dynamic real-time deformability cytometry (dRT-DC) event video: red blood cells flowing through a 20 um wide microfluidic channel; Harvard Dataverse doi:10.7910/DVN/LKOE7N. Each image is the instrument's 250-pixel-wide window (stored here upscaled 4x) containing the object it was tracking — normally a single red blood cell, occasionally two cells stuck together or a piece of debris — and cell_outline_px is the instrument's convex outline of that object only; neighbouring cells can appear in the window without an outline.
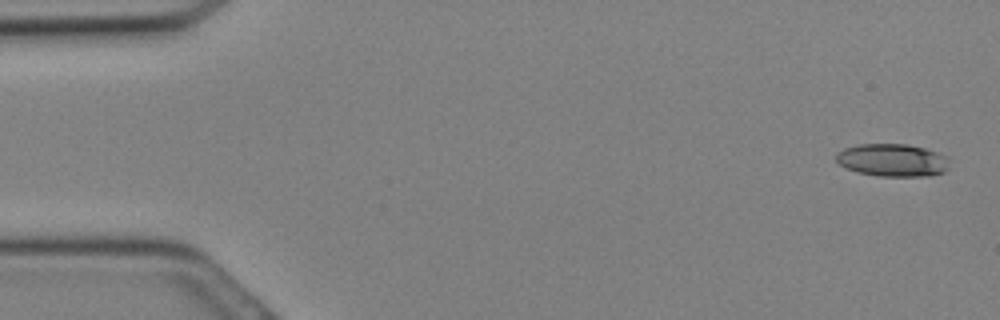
{"species": "Egyptian fruit bat (a non-hibernating species)", "species_latin": "Rousettus aegyptiacus", "temperature_condition": "cold", "stored_images_in_passage": 11, "camera_frame_rate_fps": 3000, "um_per_image_px": 0.085, "animal": {"sex": "female"}, "frame": {"image": 1, "passage_image": 1, "time_ms": 0.0, "image_size_px": [1000, 320], "cell_outline_px": [[948, 168], [944, 172], [932, 176], [880, 176], [856, 172], [840, 164], [836, 160], [836, 152], [844, 148], [860, 144], [908, 144], [924, 148], [948, 156]], "centroid_in_image_um": [75.87, 13.61], "position_along_channel_um": 9.1, "area_um2": 21.68}}